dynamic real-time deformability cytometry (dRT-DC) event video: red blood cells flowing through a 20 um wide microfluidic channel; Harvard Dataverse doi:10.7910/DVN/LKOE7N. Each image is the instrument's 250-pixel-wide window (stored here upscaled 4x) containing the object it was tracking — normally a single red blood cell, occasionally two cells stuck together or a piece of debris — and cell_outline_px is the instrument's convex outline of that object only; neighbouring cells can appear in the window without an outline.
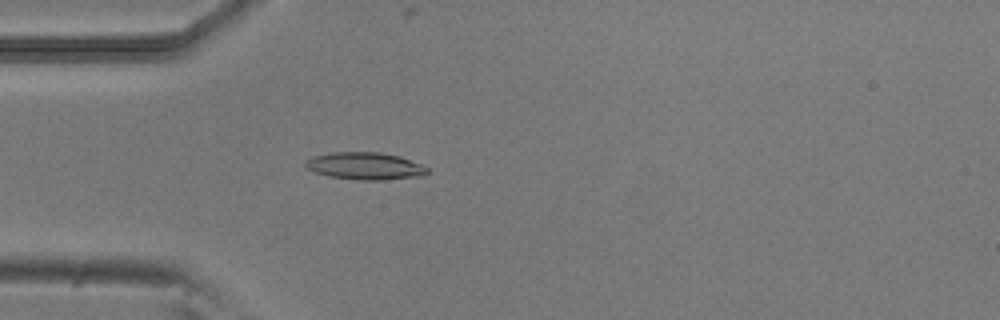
{"species": "common noctule bat (a hibernating species)", "species_latin": "Nyctalus noctula", "temperature_condition": "room temperature", "stored_images_in_passage": 5, "camera_frame_rate_fps": 3000, "um_per_image_px": 0.085, "animal": {"sex": "male", "body_mass_g": 20.5, "forearm_length_mm": 52.5}, "frame": {"image": 1, "passage_image": 4, "time_ms": 1.0, "image_size_px": [1000, 320], "cell_outline_px": [[428, 172], [420, 176], [384, 180], [360, 180], [328, 176], [316, 172], [308, 168], [304, 164], [312, 156], [332, 152], [380, 152], [400, 156], [424, 164], [428, 168]], "centroid_in_image_um": [31.07, 14.1], "position_along_channel_um": 53.9, "area_um2": 19.42}}